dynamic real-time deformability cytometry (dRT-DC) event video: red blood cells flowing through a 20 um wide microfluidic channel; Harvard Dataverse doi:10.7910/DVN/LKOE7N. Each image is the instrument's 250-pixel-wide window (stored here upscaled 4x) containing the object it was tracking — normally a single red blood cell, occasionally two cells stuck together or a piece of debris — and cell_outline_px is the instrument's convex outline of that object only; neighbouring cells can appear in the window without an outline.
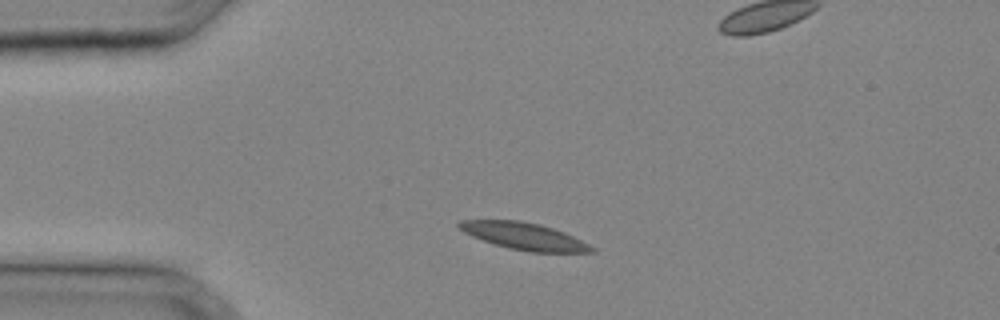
{"species": "common noctule bat (a hibernating species)", "species_latin": "Nyctalus noctula", "temperature_condition": "cold", "stored_images_in_passage": 28, "camera_frame_rate_fps": 3000, "um_per_image_px": 0.085, "animal": {"sex": "male", "body_mass_g": 20.4}, "frame": {"image": 1, "passage_image": 4, "time_ms": 1.0, "image_size_px": [1000, 320], "cell_outline_px": [[596, 252], [528, 252], [508, 248], [472, 236], [464, 232], [456, 224], [460, 220], [520, 220], [540, 224], [564, 232], [596, 248]], "centroid_in_image_um": [44.55, 20.07], "position_along_channel_um": 40.4, "area_um2": 20.69}}
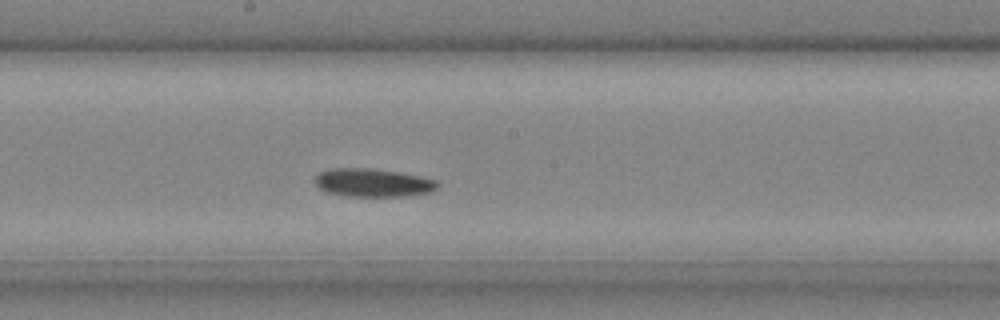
{"frame": {"image": 2, "passage_image": 15, "time_ms": 4.667, "image_size_px": [1000, 320], "cell_outline_px": [[440, 184], [432, 192], [408, 196], [348, 196], [328, 192], [320, 188], [316, 184], [316, 176], [320, 172], [332, 168], [368, 168], [396, 172], [420, 176], [436, 180]], "centroid_in_image_um": [31.73, 15.53], "position_along_channel_um": 216.5, "area_um2": 20.0}}
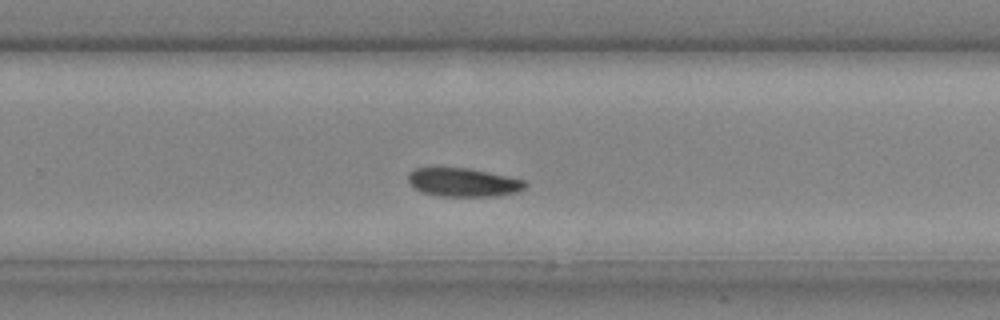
{"frame": {"image": 3, "passage_image": 19, "time_ms": 6.0, "image_size_px": [1000, 320], "cell_outline_px": [[528, 184], [524, 188], [516, 192], [496, 196], [440, 196], [424, 192], [416, 188], [408, 180], [408, 172], [416, 168], [468, 168], [488, 172], [524, 180]], "centroid_in_image_um": [39.39, 15.5], "position_along_channel_um": 290.4, "area_um2": 19.19}}